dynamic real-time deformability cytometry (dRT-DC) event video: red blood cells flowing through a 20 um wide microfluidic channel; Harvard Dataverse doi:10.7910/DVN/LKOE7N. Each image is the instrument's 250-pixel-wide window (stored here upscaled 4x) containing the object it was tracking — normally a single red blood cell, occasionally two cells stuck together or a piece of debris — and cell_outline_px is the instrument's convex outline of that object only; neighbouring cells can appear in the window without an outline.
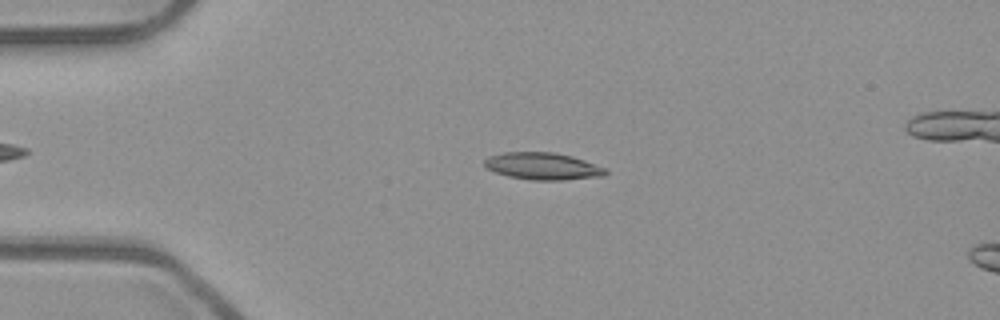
{"species": "common noctule bat (a hibernating species)", "species_latin": "Nyctalus noctula", "temperature_condition": "room temperature", "stored_images_in_passage": 53, "segment_of_instrument_passage": [1, 2], "camera_frame_rate_fps": 3000, "um_per_image_px": 0.085, "animal": {"sex": "male", "body_mass_g": 23.1, "forearm_length_mm": 52.7}, "frame": {"image": 1, "passage_image": 12, "time_ms": 3.667, "image_size_px": [1000, 320], "cell_outline_px": [[608, 172], [604, 176], [564, 180], [532, 180], [508, 176], [496, 172], [488, 168], [484, 164], [484, 160], [488, 156], [504, 152], [552, 152], [572, 156], [608, 168]], "centroid_in_image_um": [46.17, 14.12], "position_along_channel_um": 38.8, "area_um2": 19.19}}
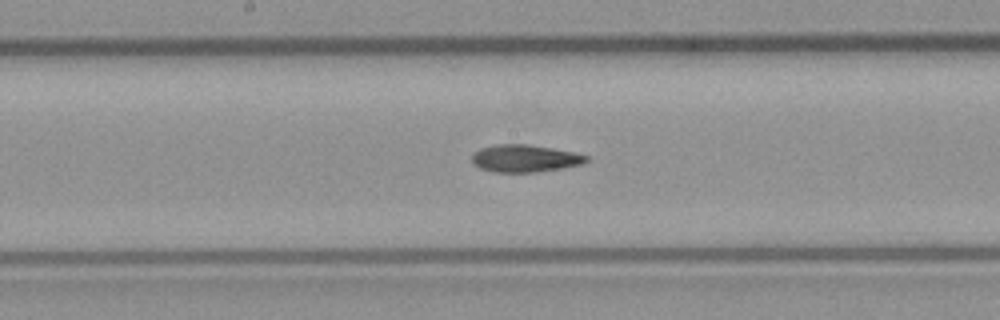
{"frame": {"image": 2, "passage_image": 27, "time_ms": 8.667, "image_size_px": [1000, 320], "cell_outline_px": [[588, 160], [584, 164], [536, 172], [492, 172], [480, 168], [472, 164], [472, 152], [480, 148], [496, 144], [528, 144], [552, 148], [572, 152], [588, 156]], "centroid_in_image_um": [44.56, 13.46], "position_along_channel_um": 203.6, "area_um2": 18.32}}
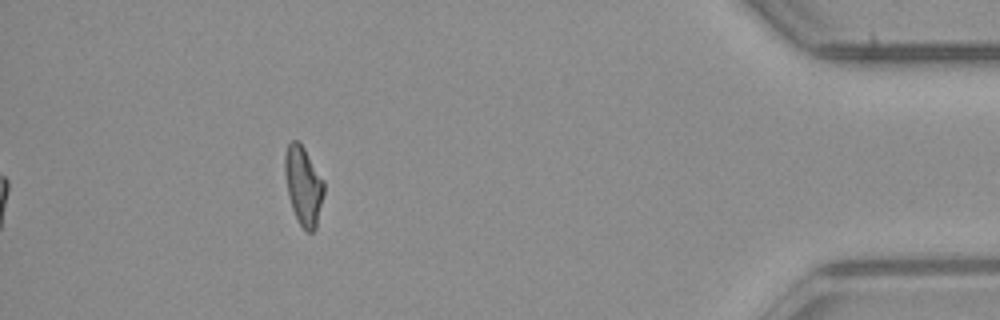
{"frame": {"image": 3, "passage_image": 47, "time_ms": 15.333, "image_size_px": [1000, 320], "cell_outline_px": [[324, 192], [316, 228], [312, 232], [308, 232], [300, 224], [292, 208], [288, 196], [284, 172], [284, 156], [288, 144], [292, 140], [296, 140], [304, 148], [324, 180]], "centroid_in_image_um": [25.78, 15.77], "position_along_channel_um": 409.4, "area_um2": 17.8}}